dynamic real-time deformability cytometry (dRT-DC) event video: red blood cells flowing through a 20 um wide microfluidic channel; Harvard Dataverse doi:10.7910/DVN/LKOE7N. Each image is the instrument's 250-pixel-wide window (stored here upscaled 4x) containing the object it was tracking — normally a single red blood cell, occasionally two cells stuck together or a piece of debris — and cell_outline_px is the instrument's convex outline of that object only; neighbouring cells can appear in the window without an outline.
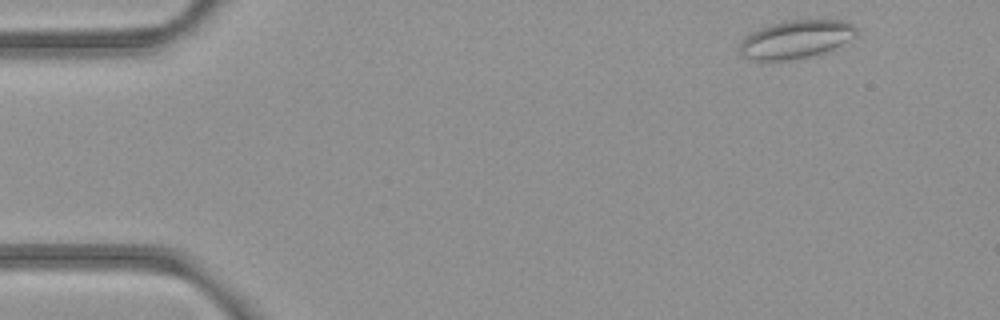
{"species": "common noctule bat (a hibernating species)", "species_latin": "Nyctalus noctula", "temperature_condition": "room temperature", "stored_images_in_passage": 50, "camera_frame_rate_fps": 3000, "um_per_image_px": 0.085, "animal": {"sex": "female", "body_mass_g": 21.9}, "frame": {"image": 1, "passage_image": 2, "time_ms": 0.333, "image_size_px": [1000, 320], "cell_outline_px": [[856, 36], [832, 52], [788, 60], [756, 60], [740, 56], [740, 44], [752, 32], [760, 28], [772, 24], [788, 20], [848, 20], [856, 28]], "centroid_in_image_um": [67.73, 3.35], "position_along_channel_um": 17.3, "area_um2": 26.13}}
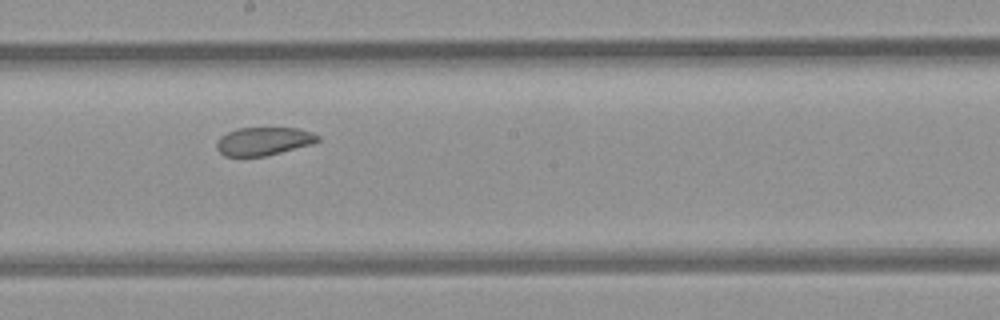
{"frame": {"image": 2, "passage_image": 26, "time_ms": 8.333, "image_size_px": [1000, 320], "cell_outline_px": [[320, 140], [312, 144], [264, 156], [224, 156], [216, 148], [216, 140], [220, 136], [236, 128], [300, 128], [312, 132], [320, 136]], "centroid_in_image_um": [22.4, 11.99], "position_along_channel_um": 225.8, "area_um2": 16.65}}
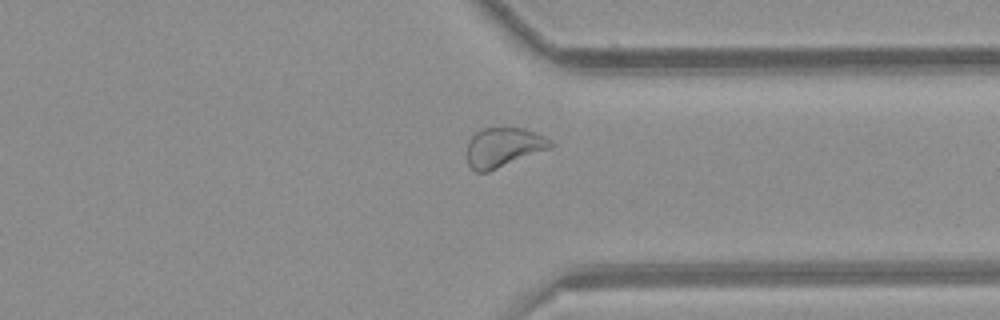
{"frame": {"image": 3, "passage_image": 37, "time_ms": 12.0, "image_size_px": [1000, 320], "cell_outline_px": [[556, 144], [552, 148], [488, 172], [476, 172], [468, 164], [468, 140], [476, 132], [484, 128], [524, 128], [544, 136], [552, 140]], "centroid_in_image_um": [42.83, 12.52], "position_along_channel_um": 368.6, "area_um2": 19.31}, "authors_computed_cell_mechanics": {"area_um2": 20.3745, "velocity_mm_per_s": 3.9309, "shape_relaxation_time_tau1_ms": null, "shape_relaxation_time_tau2_ms": 2.9432, "deformation_change_tau1": null, "deformation_change_tau2": 0.0736}}